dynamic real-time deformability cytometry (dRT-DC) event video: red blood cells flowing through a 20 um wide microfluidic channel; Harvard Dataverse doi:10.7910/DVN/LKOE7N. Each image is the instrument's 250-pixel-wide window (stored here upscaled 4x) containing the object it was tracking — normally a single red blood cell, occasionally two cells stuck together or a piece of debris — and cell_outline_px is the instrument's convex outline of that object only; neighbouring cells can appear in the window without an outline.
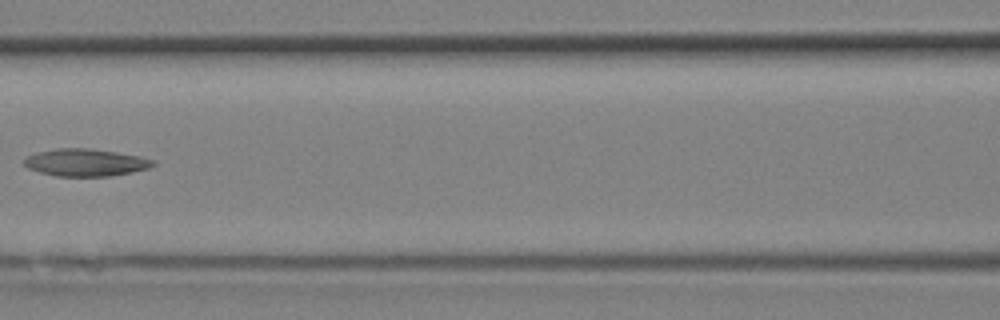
{"species": "Egyptian fruit bat (a non-hibernating species)", "species_latin": "Rousettus aegyptiacus", "temperature_condition": "room temperature", "stored_images_in_passage": 15, "camera_frame_rate_fps": 3000, "um_per_image_px": 0.085, "animal": {"sex": "female"}, "frame": {"image": 1, "passage_image": 11, "time_ms": 3.333, "image_size_px": [1000, 320], "cell_outline_px": [[156, 164], [148, 168], [132, 172], [108, 176], [56, 176], [40, 172], [28, 168], [24, 164], [24, 160], [28, 156], [36, 152], [56, 148], [88, 148], [116, 152], [140, 156], [156, 160]], "centroid_in_image_um": [7.29, 13.81], "position_along_channel_um": 159.3, "area_um2": 20.52}}